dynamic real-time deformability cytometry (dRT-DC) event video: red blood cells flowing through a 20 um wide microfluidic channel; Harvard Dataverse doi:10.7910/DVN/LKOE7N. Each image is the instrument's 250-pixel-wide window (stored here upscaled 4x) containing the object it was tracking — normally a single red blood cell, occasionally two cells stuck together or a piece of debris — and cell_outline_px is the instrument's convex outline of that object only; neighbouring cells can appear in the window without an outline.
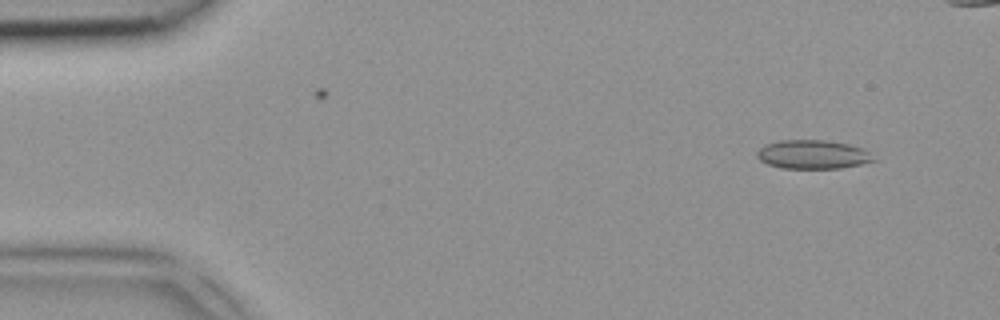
{"species": "common noctule bat (a hibernating species)", "species_latin": "Nyctalus noctula", "temperature_condition": "room temperature", "stored_images_in_passage": 3, "camera_frame_rate_fps": 3000, "um_per_image_px": 0.085, "animal": {"sex": "female", "body_mass_g": 18.4}, "frame": {"image": 1, "passage_image": 1, "time_ms": 0.0, "image_size_px": [1000, 320], "cell_outline_px": [[880, 160], [840, 168], [780, 168], [768, 164], [760, 160], [756, 156], [756, 152], [764, 144], [780, 140], [824, 140], [848, 144], [864, 148]], "centroid_in_image_um": [69.11, 13.13], "position_along_channel_um": 15.9, "area_um2": 19.77}}